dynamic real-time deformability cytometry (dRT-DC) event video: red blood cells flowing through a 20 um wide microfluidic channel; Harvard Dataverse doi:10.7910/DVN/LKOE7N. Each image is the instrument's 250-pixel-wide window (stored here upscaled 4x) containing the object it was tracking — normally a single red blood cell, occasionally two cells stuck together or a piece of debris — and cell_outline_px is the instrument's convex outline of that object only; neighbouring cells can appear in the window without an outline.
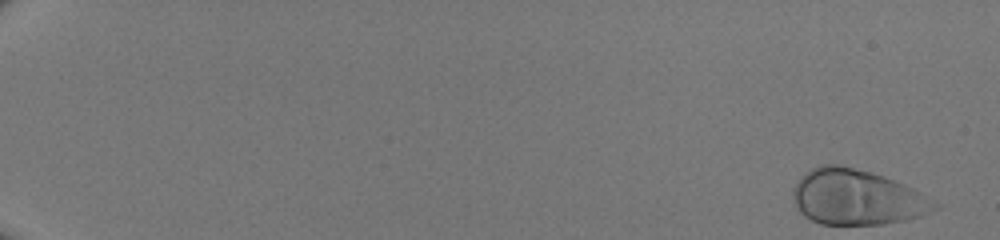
{"species": "human", "species_latin": "Homo sapiens", "temperature_condition": "room temperature", "stored_images_in_passage": 49, "camera_frame_rate_fps": 3000, "um_per_image_px": 0.085, "donor": {"sex": "male"}, "frame": {"image": 1, "passage_image": 1, "time_ms": 0.0, "image_size_px": [1000, 240], "cell_outline_px": [[940, 208], [920, 216], [904, 220], [884, 224], [820, 224], [804, 216], [800, 212], [796, 204], [792, 192], [792, 188], [812, 168], [820, 164], [840, 164], [884, 176], [904, 184], [912, 188], [940, 204]], "centroid_in_image_um": [72.85, 16.77], "position_along_channel_um": 12.2, "area_um2": 45.37}}
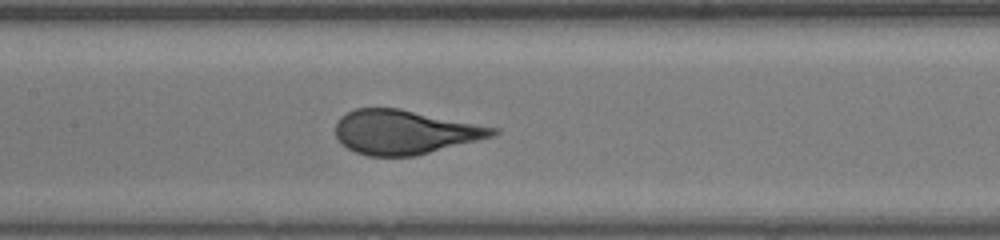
{"frame": {"image": 2, "passage_image": 27, "time_ms": 8.667, "image_size_px": [1000, 240], "cell_outline_px": [[500, 132], [496, 136], [416, 156], [368, 156], [356, 152], [340, 144], [336, 136], [336, 120], [340, 116], [356, 108], [400, 108], [500, 128]], "centroid_in_image_um": [34.43, 11.23], "position_along_channel_um": 173.0, "area_um2": 40.92}}
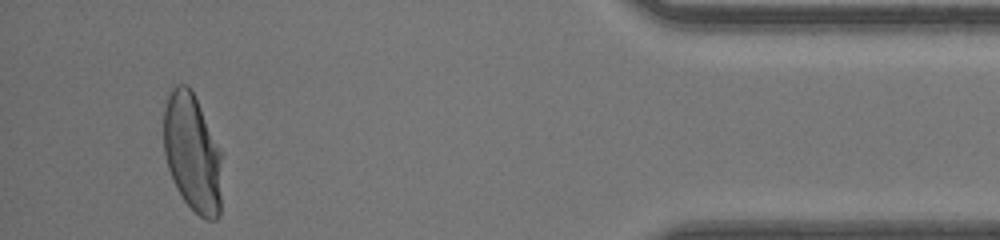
{"frame": {"image": 3, "passage_image": 47, "time_ms": 15.333, "image_size_px": [1000, 240], "cell_outline_px": [[224, 156], [220, 216], [216, 220], [204, 220], [184, 200], [176, 188], [172, 180], [168, 168], [164, 152], [164, 108], [168, 96], [172, 88], [176, 84], [188, 84], [224, 152]], "centroid_in_image_um": [16.41, 13.03], "position_along_channel_um": 418.8, "area_um2": 41.21}}